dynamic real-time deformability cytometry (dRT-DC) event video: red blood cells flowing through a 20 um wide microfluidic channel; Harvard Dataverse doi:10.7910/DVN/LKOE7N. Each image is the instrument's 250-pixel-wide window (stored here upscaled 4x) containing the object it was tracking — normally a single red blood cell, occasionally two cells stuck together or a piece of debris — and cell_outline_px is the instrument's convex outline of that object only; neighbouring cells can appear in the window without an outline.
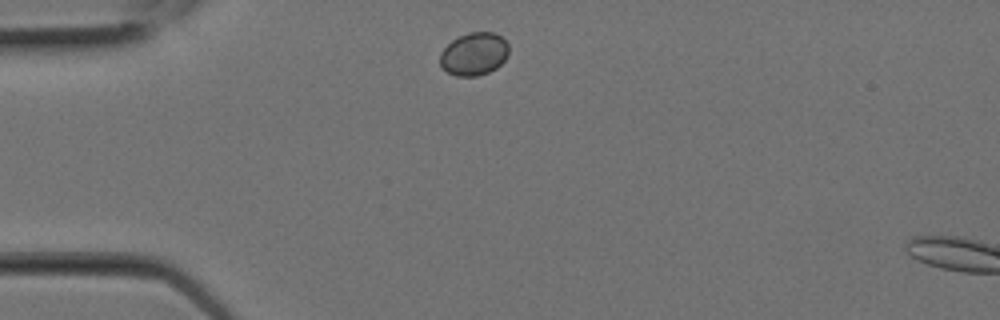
{"species": "Egyptian fruit bat (a non-hibernating species)", "species_latin": "Rousettus aegyptiacus", "temperature_condition": "room temperature", "stored_images_in_passage": 2, "camera_frame_rate_fps": 3000, "um_per_image_px": 0.085, "animal": {"sex": "female"}, "frame": {"image": 1, "passage_image": 1, "time_ms": 0.0, "image_size_px": [1000, 320], "cell_outline_px": [[508, 56], [496, 68], [488, 72], [476, 76], [456, 76], [448, 72], [440, 64], [440, 52], [452, 40], [468, 32], [492, 32], [500, 36], [508, 44]], "centroid_in_image_um": [40.29, 4.58], "position_along_channel_um": 44.7, "area_um2": 17.05}}